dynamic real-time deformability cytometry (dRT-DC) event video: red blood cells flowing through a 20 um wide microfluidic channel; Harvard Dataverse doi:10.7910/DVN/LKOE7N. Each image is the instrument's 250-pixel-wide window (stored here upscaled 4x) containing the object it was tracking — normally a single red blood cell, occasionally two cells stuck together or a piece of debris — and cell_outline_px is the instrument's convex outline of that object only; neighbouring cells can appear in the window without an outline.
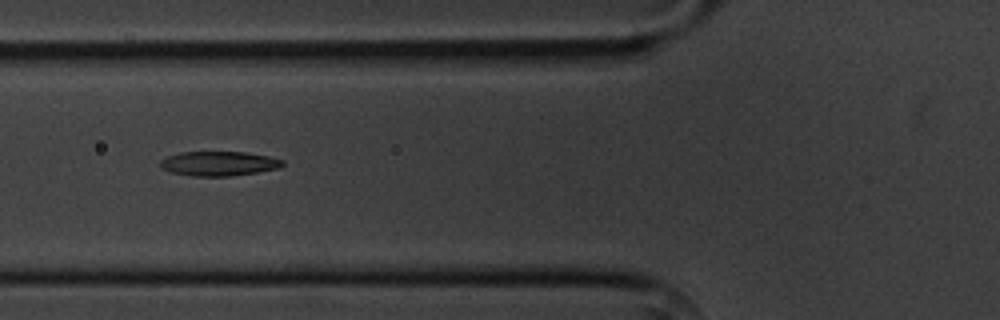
{"species": "common noctule bat (a hibernating species)", "species_latin": "Nyctalus noctula", "temperature_condition": "cold", "stored_images_in_passage": 8, "camera_frame_rate_fps": 3000, "um_per_image_px": 0.085, "animal": {"sex": "male", "body_mass_g": 20.1, "forearm_length_mm": 53.5}, "frame": {"image": 1, "passage_image": 4, "time_ms": 4.333, "image_size_px": [1000, 320], "cell_outline_px": [[284, 164], [280, 168], [232, 176], [192, 176], [172, 172], [160, 168], [160, 160], [168, 156], [180, 152], [244, 152], [268, 156], [284, 160]], "centroid_in_image_um": [18.6, 13.9], "position_along_channel_um": 107.2, "area_um2": 17.46}}
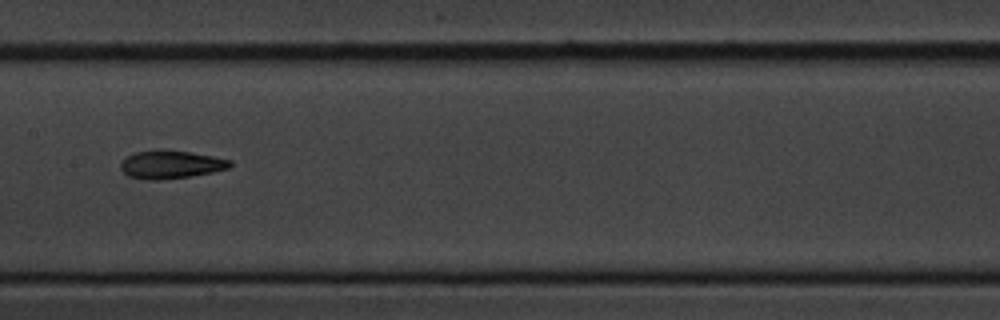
{"frame": {"image": 2, "passage_image": 6, "time_ms": 6.667, "image_size_px": [1000, 320], "cell_outline_px": [[232, 164], [228, 168], [212, 172], [188, 176], [156, 180], [128, 176], [120, 168], [120, 164], [128, 156], [136, 152], [152, 148], [164, 148], [212, 156], [232, 160]], "centroid_in_image_um": [14.5, 13.95], "position_along_channel_um": 192.9, "area_um2": 17.86}}
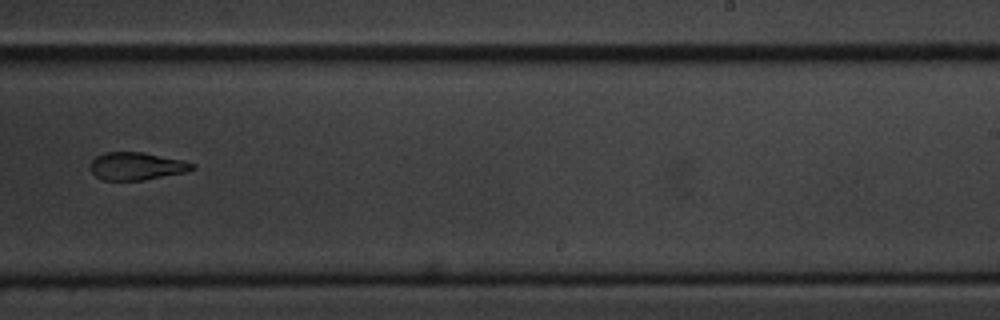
{"frame": {"image": 3, "passage_image": 8, "time_ms": 9.0, "image_size_px": [1000, 320], "cell_outline_px": [[196, 168], [184, 172], [144, 180], [104, 180], [96, 176], [88, 168], [92, 160], [96, 156], [104, 152], [140, 152], [180, 160], [196, 164]], "centroid_in_image_um": [11.56, 14.12], "position_along_channel_um": 277.4, "area_um2": 16.3}}